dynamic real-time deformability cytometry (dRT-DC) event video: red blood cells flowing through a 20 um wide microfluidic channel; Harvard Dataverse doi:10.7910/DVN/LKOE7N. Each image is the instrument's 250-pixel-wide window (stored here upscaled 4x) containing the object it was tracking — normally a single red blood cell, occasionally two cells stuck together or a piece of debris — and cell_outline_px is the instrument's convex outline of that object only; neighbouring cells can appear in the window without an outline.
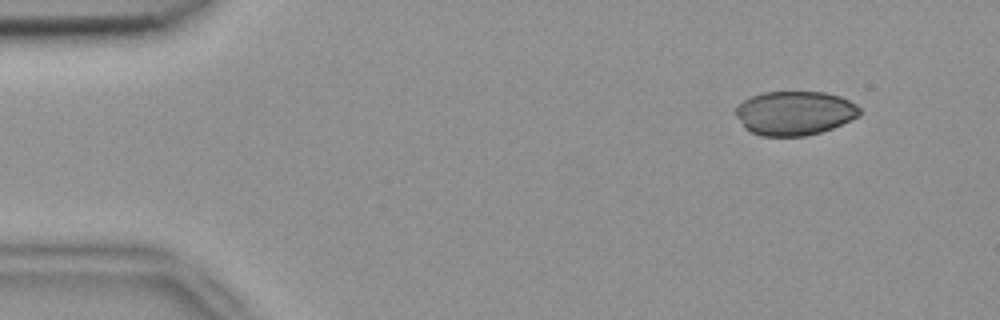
{"species": "common noctule bat (a hibernating species)", "species_latin": "Nyctalus noctula", "temperature_condition": "room temperature", "stored_images_in_passage": 7, "camera_frame_rate_fps": 3000, "um_per_image_px": 0.085, "animal": {"sex": "female", "body_mass_g": 18.4}, "frame": {"image": 1, "passage_image": 1, "time_ms": 0.0, "image_size_px": [1000, 320], "cell_outline_px": [[860, 116], [832, 128], [820, 132], [804, 136], [760, 136], [748, 132], [744, 128], [736, 116], [736, 108], [744, 100], [752, 96], [764, 92], [824, 92], [840, 96], [856, 104], [860, 108]], "centroid_in_image_um": [67.53, 9.62], "position_along_channel_um": 17.5, "area_um2": 31.91}}